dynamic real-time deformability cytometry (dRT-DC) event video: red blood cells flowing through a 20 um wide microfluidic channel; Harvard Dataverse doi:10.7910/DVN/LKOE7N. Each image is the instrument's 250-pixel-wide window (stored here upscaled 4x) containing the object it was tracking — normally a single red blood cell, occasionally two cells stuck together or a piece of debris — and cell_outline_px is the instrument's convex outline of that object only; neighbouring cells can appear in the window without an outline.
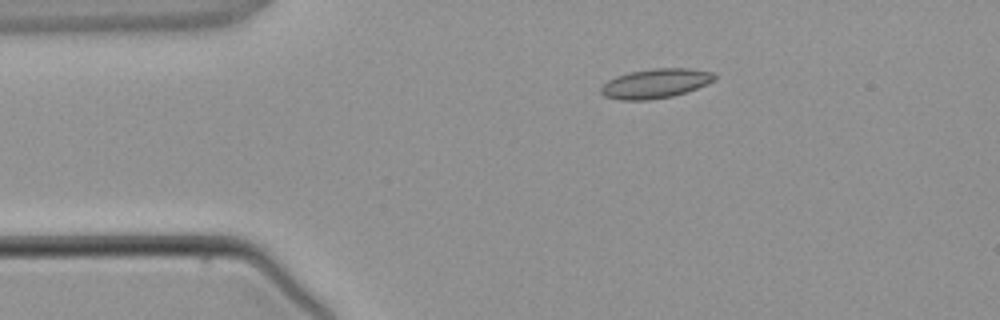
{"species": "common noctule bat (a hibernating species)", "species_latin": "Nyctalus noctula", "temperature_condition": "warm", "stored_images_in_passage": 3, "camera_frame_rate_fps": 3000, "um_per_image_px": 0.085, "animal": {"sex": "male", "body_mass_g": 21.5, "forearm_length_mm": 52.0}, "frame": {"image": 1, "passage_image": 2, "time_ms": 1.333, "image_size_px": [1000, 320], "cell_outline_px": [[716, 76], [712, 80], [696, 88], [672, 96], [648, 100], [620, 100], [604, 96], [600, 92], [600, 88], [608, 80], [616, 76], [628, 72], [652, 68], [688, 68], [712, 72]], "centroid_in_image_um": [55.65, 7.09], "position_along_channel_um": 29.4, "area_um2": 19.31}}